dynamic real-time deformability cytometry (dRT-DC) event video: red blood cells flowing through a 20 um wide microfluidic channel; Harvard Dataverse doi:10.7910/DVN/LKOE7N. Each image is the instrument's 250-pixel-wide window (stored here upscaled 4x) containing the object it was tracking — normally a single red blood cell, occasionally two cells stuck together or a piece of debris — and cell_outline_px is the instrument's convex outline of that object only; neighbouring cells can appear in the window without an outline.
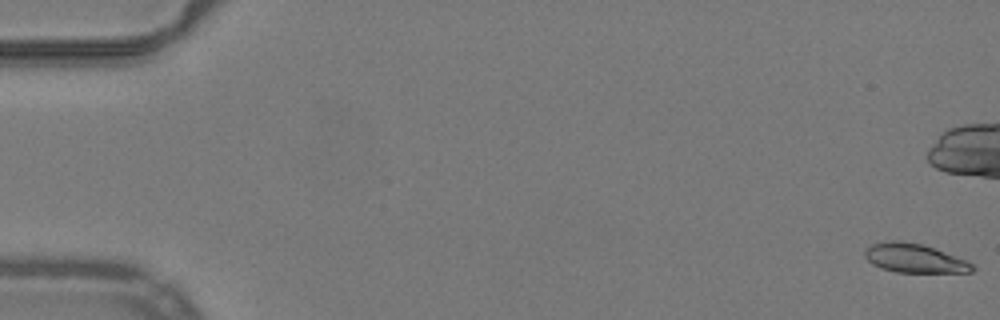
{"species": "common noctule bat (a hibernating species)", "species_latin": "Nyctalus noctula", "temperature_condition": "warm", "stored_images_in_passage": 54, "camera_frame_rate_fps": 3000, "um_per_image_px": 0.085, "animal": {"sex": "male", "body_mass_g": 19.2, "forearm_length_mm": 51.8}, "frame": {"image": 1, "passage_image": 1, "time_ms": 0.0, "image_size_px": [1000, 320], "cell_outline_px": [[976, 268], [972, 272], [896, 272], [880, 268], [872, 264], [864, 256], [864, 252], [872, 244], [892, 240], [900, 240], [920, 244], [968, 260]], "centroid_in_image_um": [77.73, 21.96], "position_along_channel_um": 7.3, "area_um2": 17.98}}
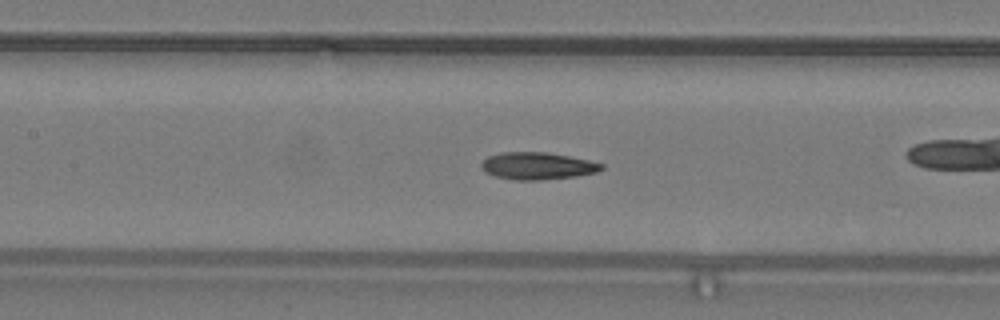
{"frame": {"image": 2, "passage_image": 25, "time_ms": 8.0, "image_size_px": [1000, 320], "cell_outline_px": [[604, 168], [596, 172], [576, 176], [540, 180], [512, 180], [496, 176], [484, 172], [480, 168], [480, 164], [488, 156], [500, 152], [548, 152], [588, 160], [604, 164]], "centroid_in_image_um": [45.65, 14.1], "position_along_channel_um": 161.8, "area_um2": 19.13}}
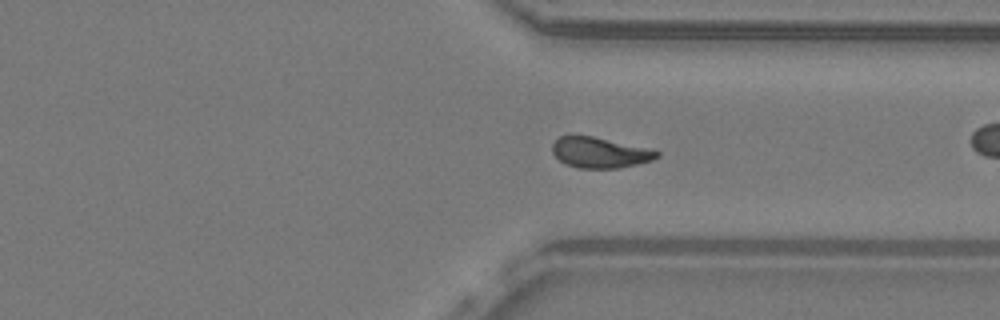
{"frame": {"image": 3, "passage_image": 40, "time_ms": 13.0, "image_size_px": [1000, 320], "cell_outline_px": [[660, 156], [652, 160], [620, 168], [576, 168], [564, 164], [552, 152], [552, 144], [560, 136], [592, 136], [656, 148], [660, 152]], "centroid_in_image_um": [51.06, 12.96], "position_along_channel_um": 360.3, "area_um2": 19.02}, "authors_computed_cell_mechanics": {"area_um2": 18.8428, "velocity_mm_per_s": 3.9909, "shape_relaxation_time_tau1_ms": 8.2627, "shape_relaxation_time_tau2_ms": 2.4825, "deformation_change_tau1": 0.2192, "deformation_change_tau2": 0.1036}}